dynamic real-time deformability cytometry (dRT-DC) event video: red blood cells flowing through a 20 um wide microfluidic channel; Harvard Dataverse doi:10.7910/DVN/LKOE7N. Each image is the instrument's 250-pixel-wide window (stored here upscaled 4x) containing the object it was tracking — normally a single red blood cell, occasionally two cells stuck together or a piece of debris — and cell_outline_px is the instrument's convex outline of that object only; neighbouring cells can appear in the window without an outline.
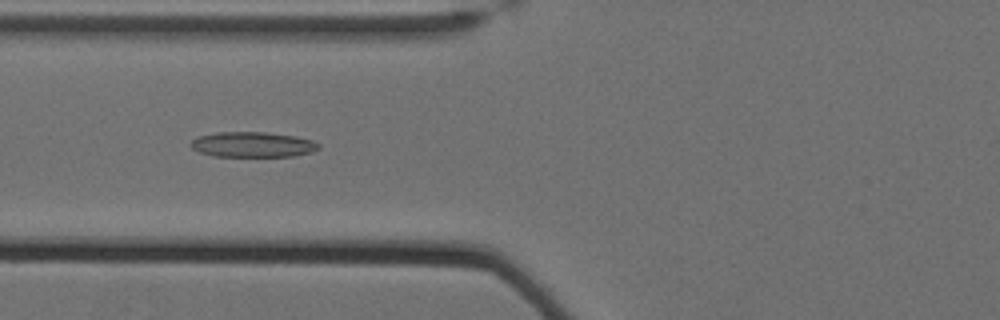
{"species": "Egyptian fruit bat (a non-hibernating species)", "species_latin": "Rousettus aegyptiacus", "temperature_condition": "cold", "stored_images_in_passage": 46, "camera_frame_rate_fps": 3000, "um_per_image_px": 0.085, "animal": {"sex": "female"}, "frame": {"image": 1, "passage_image": 12, "time_ms": 3.667, "image_size_px": [1000, 320], "cell_outline_px": [[320, 148], [312, 152], [292, 156], [212, 156], [200, 152], [192, 148], [188, 144], [196, 136], [216, 132], [264, 132], [296, 136], [312, 140], [320, 144]], "centroid_in_image_um": [21.45, 12.28], "position_along_channel_um": 104.3, "area_um2": 18.96}}
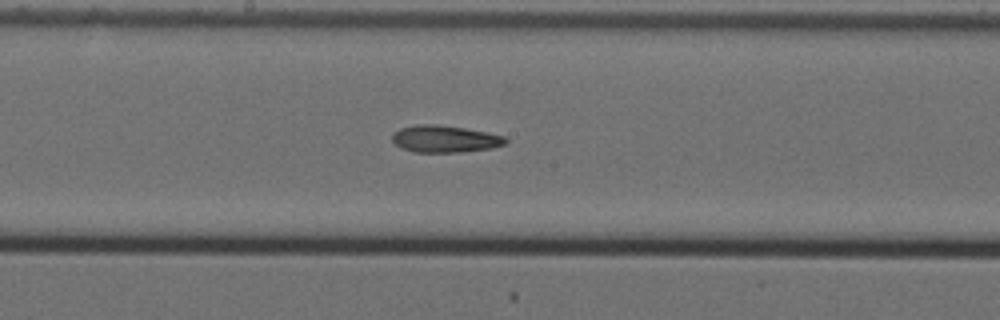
{"frame": {"image": 2, "passage_image": 21, "time_ms": 6.667, "image_size_px": [1000, 320], "cell_outline_px": [[508, 140], [504, 144], [492, 148], [460, 152], [416, 152], [400, 148], [392, 140], [392, 136], [400, 128], [420, 124], [436, 124], [464, 128], [488, 132], [504, 136]], "centroid_in_image_um": [37.82, 11.81], "position_along_channel_um": 210.4, "area_um2": 17.74}}
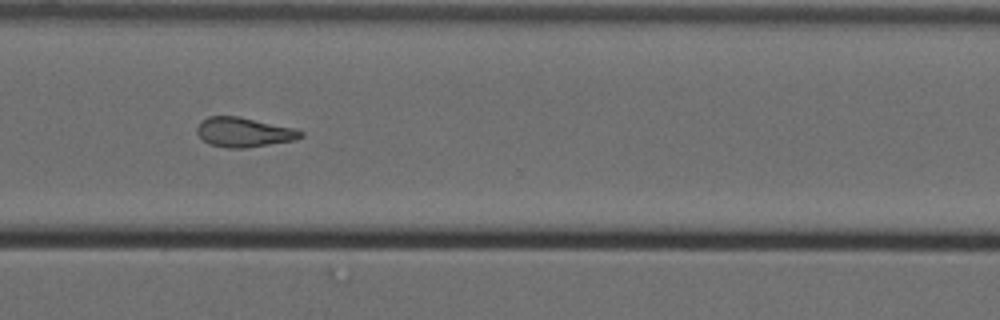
{"frame": {"image": 3, "passage_image": 33, "time_ms": 10.667, "image_size_px": [1000, 320], "cell_outline_px": [[304, 136], [296, 140], [244, 148], [228, 148], [208, 144], [196, 132], [196, 128], [200, 120], [208, 116], [236, 116], [292, 128], [304, 132]], "centroid_in_image_um": [20.69, 11.24], "position_along_channel_um": 349.9, "area_um2": 17.74}}